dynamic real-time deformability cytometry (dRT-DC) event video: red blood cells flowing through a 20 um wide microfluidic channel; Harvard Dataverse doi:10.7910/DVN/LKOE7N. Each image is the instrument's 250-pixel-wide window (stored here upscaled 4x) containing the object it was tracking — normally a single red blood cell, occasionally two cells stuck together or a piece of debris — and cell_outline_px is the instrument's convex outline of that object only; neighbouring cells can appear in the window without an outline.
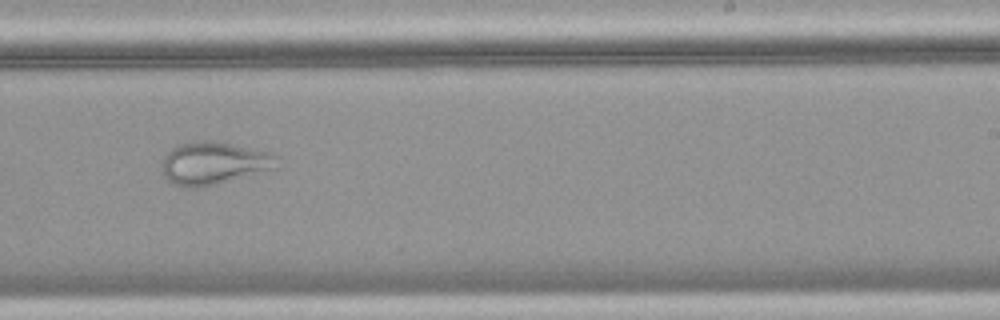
{"species": "common noctule bat (a hibernating species)", "species_latin": "Nyctalus noctula", "temperature_condition": "warm", "stored_images_in_passage": 30, "camera_frame_rate_fps": 3000, "um_per_image_px": 0.085, "animal": {"sex": "female", "body_mass_g": 18.4}, "frame": {"image": 1, "passage_image": 18, "time_ms": 5.667, "image_size_px": [1000, 320], "cell_outline_px": [[280, 156], [276, 168], [216, 184], [200, 188], [188, 188], [172, 184], [164, 176], [164, 156], [172, 148], [180, 144], [208, 140], [256, 148], [272, 152]], "centroid_in_image_um": [18.23, 13.87], "position_along_channel_um": 270.8, "area_um2": 28.55}}
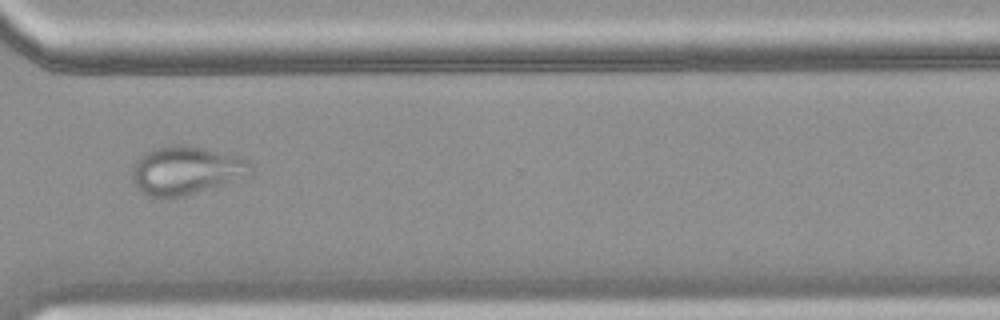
{"frame": {"image": 2, "passage_image": 24, "time_ms": 7.667, "image_size_px": [1000, 320], "cell_outline_px": [[252, 164], [248, 176], [188, 196], [168, 200], [152, 196], [136, 188], [132, 180], [132, 172], [136, 160], [140, 156], [156, 148], [172, 144], [184, 144], [204, 148], [236, 156], [248, 160]], "centroid_in_image_um": [15.79, 14.51], "position_along_channel_um": 354.8, "area_um2": 33.64}}
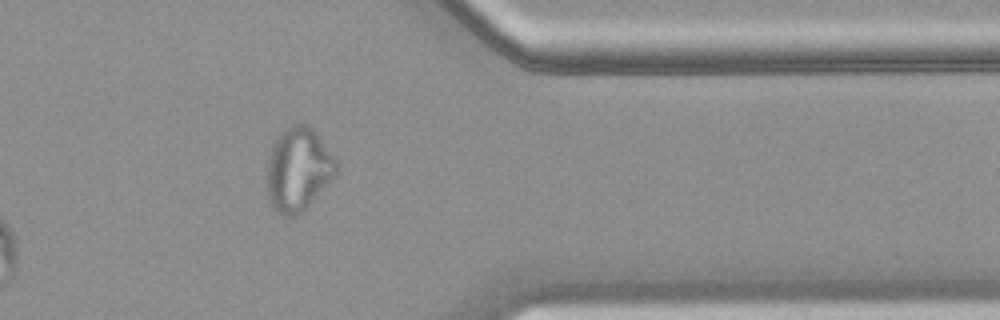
{"frame": {"image": 3, "passage_image": 27, "time_ms": 8.667, "image_size_px": [1000, 320], "cell_outline_px": [[336, 176], [304, 212], [296, 216], [280, 216], [272, 208], [268, 200], [268, 156], [272, 140], [284, 128], [292, 124], [304, 124], [312, 128], [316, 132], [336, 160]], "centroid_in_image_um": [25.33, 14.42], "position_along_channel_um": 386.1, "area_um2": 34.28}}